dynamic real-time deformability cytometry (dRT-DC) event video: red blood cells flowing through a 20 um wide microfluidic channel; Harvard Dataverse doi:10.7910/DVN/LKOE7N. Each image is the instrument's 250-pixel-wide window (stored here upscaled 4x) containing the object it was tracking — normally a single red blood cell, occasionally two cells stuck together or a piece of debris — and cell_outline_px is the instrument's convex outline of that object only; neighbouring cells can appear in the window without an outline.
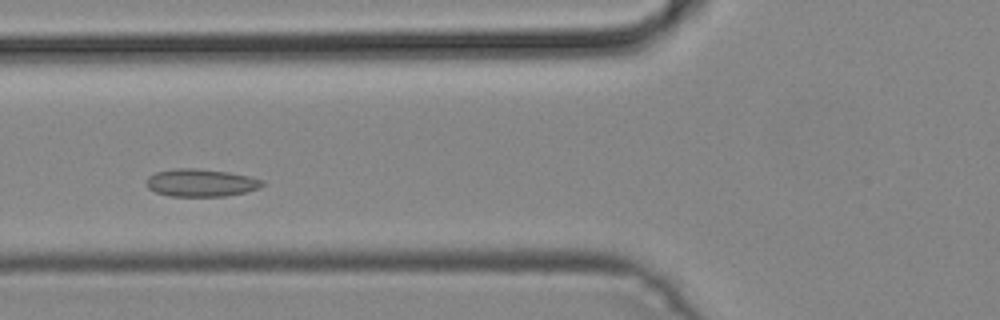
{"species": "common noctule bat (a hibernating species)", "species_latin": "Nyctalus noctula", "temperature_condition": "cold", "stored_images_in_passage": 39, "camera_frame_rate_fps": 3000, "um_per_image_px": 0.085, "animal": {"sex": "male", "body_mass_g": 19.2, "forearm_length_mm": 51.8}, "frame": {"image": 1, "passage_image": 12, "time_ms": 3.667, "image_size_px": [1000, 320], "cell_outline_px": [[264, 184], [260, 188], [244, 192], [224, 196], [168, 196], [156, 192], [148, 188], [148, 176], [156, 172], [172, 168], [196, 168], [228, 172], [248, 176], [264, 180]], "centroid_in_image_um": [17.08, 15.53], "position_along_channel_um": 108.7, "area_um2": 18.61}}
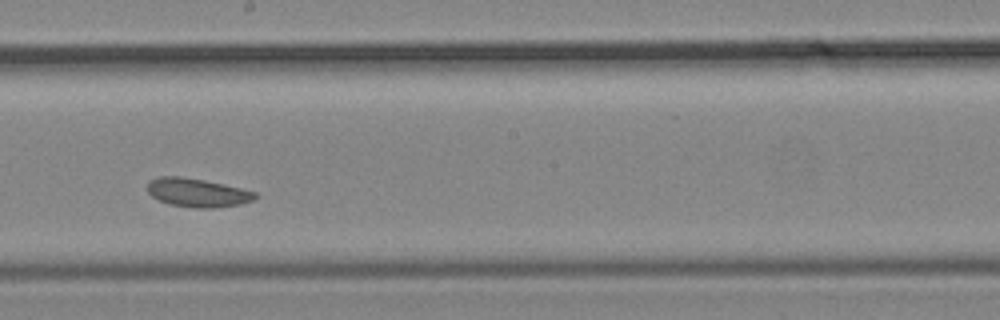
{"frame": {"image": 2, "passage_image": 21, "time_ms": 6.667, "image_size_px": [1000, 320], "cell_outline_px": [[256, 196], [252, 200], [240, 204], [216, 208], [196, 208], [168, 204], [152, 196], [148, 192], [148, 180], [160, 176], [180, 176], [204, 180], [224, 184], [256, 192]], "centroid_in_image_um": [16.75, 16.37], "position_along_channel_um": 231.5, "area_um2": 17.92}}
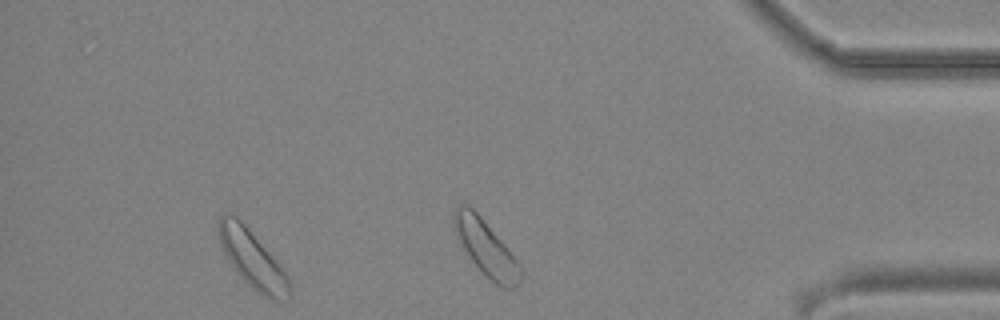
{"frame": {"image": 3, "passage_image": 35, "time_ms": 11.333, "image_size_px": [1000, 320], "cell_outline_px": [[292, 296], [288, 300], [276, 300], [264, 296], [248, 284], [232, 268], [220, 244], [220, 216], [224, 212], [236, 216], [248, 228], [288, 276]], "centroid_in_image_um": [21.47, 22.07], "position_along_channel_um": 413.7, "area_um2": 23.0}}